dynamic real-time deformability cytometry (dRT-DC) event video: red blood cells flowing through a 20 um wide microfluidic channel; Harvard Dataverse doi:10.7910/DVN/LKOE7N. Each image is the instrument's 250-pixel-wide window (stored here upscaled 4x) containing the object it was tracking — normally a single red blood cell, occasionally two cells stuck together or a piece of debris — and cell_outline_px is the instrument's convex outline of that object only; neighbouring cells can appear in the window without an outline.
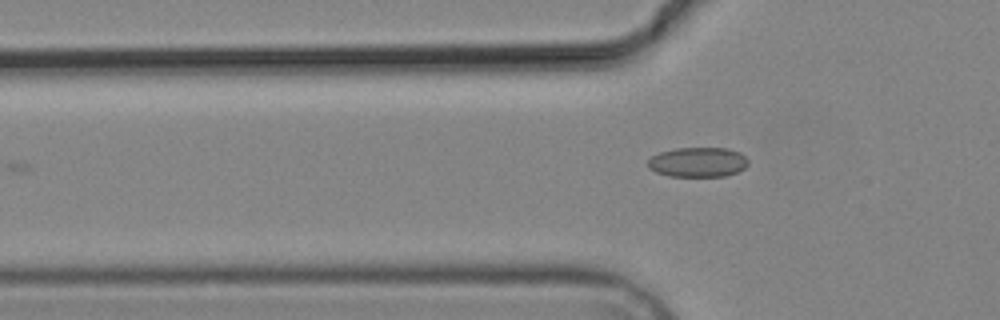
{"species": "common noctule bat (a hibernating species)", "species_latin": "Nyctalus noctula", "temperature_condition": "cold", "stored_images_in_passage": 2, "camera_frame_rate_fps": 3000, "um_per_image_px": 0.085, "animal": {"sex": "male", "body_mass_g": 19.2, "forearm_length_mm": 51.8}, "frame": {"image": 1, "passage_image": 2, "time_ms": 1.333, "image_size_px": [1000, 320], "cell_outline_px": [[748, 164], [744, 168], [736, 172], [724, 176], [668, 176], [656, 172], [648, 168], [648, 160], [652, 156], [660, 152], [676, 148], [728, 148], [740, 152], [748, 160]], "centroid_in_image_um": [59.31, 13.78], "position_along_channel_um": 66.5, "area_um2": 17.4}}